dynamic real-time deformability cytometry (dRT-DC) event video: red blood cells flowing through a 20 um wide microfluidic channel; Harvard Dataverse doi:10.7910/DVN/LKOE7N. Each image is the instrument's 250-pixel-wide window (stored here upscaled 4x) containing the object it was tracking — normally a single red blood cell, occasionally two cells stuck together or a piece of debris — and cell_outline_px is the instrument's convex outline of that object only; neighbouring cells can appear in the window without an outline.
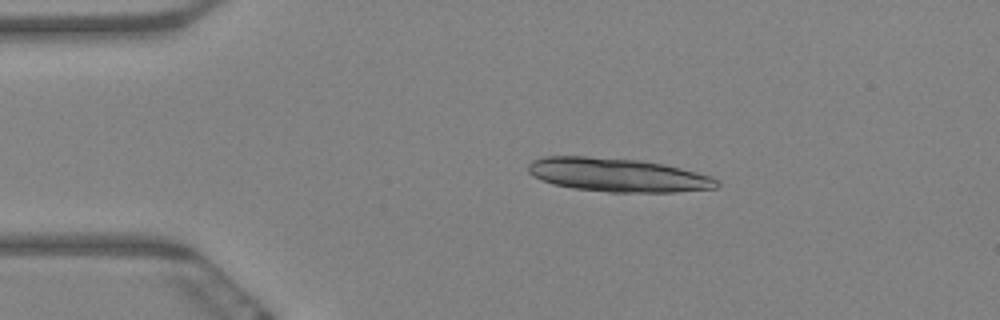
{"species": "Egyptian fruit bat (a non-hibernating species)", "species_latin": "Rousettus aegyptiacus", "temperature_condition": "warm", "stored_images_in_passage": 17, "camera_frame_rate_fps": 3000, "um_per_image_px": 0.085, "animal": {"sex": "female"}, "frame": {"image": 1, "passage_image": 6, "time_ms": 1.667, "image_size_px": [1000, 320], "cell_outline_px": [[720, 184], [716, 188], [676, 192], [608, 192], [572, 188], [552, 184], [540, 180], [532, 176], [528, 172], [528, 164], [532, 160], [544, 156], [588, 156], [640, 160], [664, 164], [712, 176], [720, 180]], "centroid_in_image_um": [52.49, 14.87], "position_along_channel_um": 32.5, "area_um2": 37.34}}